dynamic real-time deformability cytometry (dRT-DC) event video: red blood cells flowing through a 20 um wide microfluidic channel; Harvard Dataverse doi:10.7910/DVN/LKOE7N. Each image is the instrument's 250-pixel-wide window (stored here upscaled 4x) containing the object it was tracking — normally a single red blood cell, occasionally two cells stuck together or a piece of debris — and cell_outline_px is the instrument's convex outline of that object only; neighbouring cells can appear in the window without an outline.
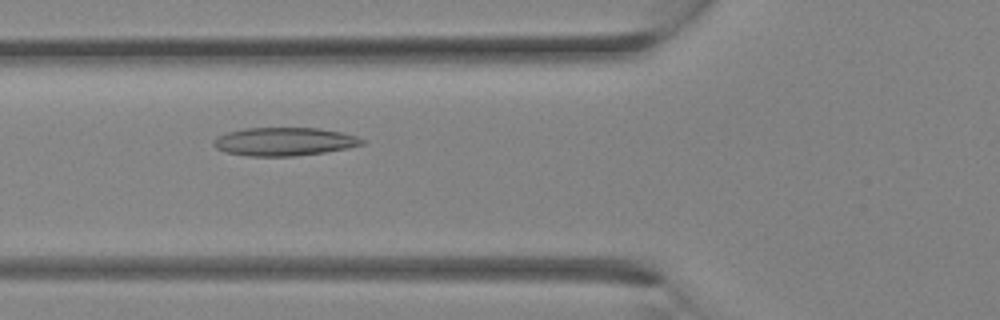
{"species": "Egyptian fruit bat (a non-hibernating species)", "species_latin": "Rousettus aegyptiacus", "temperature_condition": "room temperature", "stored_images_in_passage": 28, "camera_frame_rate_fps": 3000, "um_per_image_px": 0.085, "animal": {"sex": "female"}, "frame": {"image": 1, "passage_image": 8, "time_ms": 2.333, "image_size_px": [1000, 320], "cell_outline_px": [[364, 144], [348, 148], [324, 152], [296, 156], [248, 156], [224, 152], [216, 148], [212, 144], [212, 140], [216, 136], [228, 132], [244, 128], [320, 128], [340, 132], [356, 136], [364, 140]], "centroid_in_image_um": [24.12, 12.04], "position_along_channel_um": 101.7, "area_um2": 24.57}}
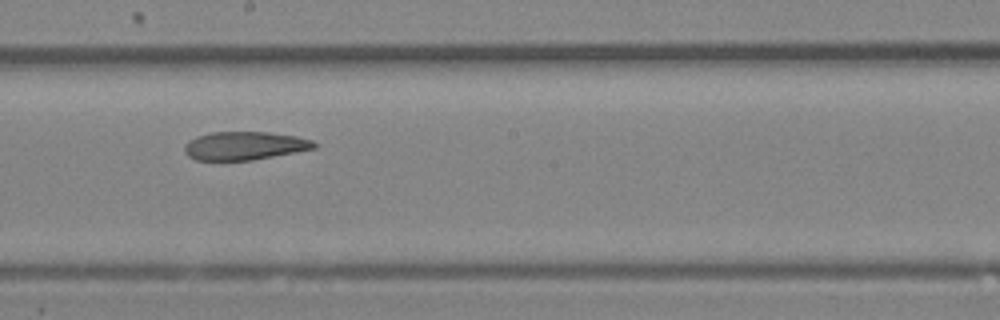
{"frame": {"image": 2, "passage_image": 14, "time_ms": 4.333, "image_size_px": [1000, 320], "cell_outline_px": [[316, 148], [252, 160], [196, 160], [188, 156], [184, 152], [184, 144], [188, 140], [196, 136], [212, 132], [268, 132], [296, 136], [312, 140], [316, 144]], "centroid_in_image_um": [20.74, 12.38], "position_along_channel_um": 227.5, "area_um2": 21.39}}
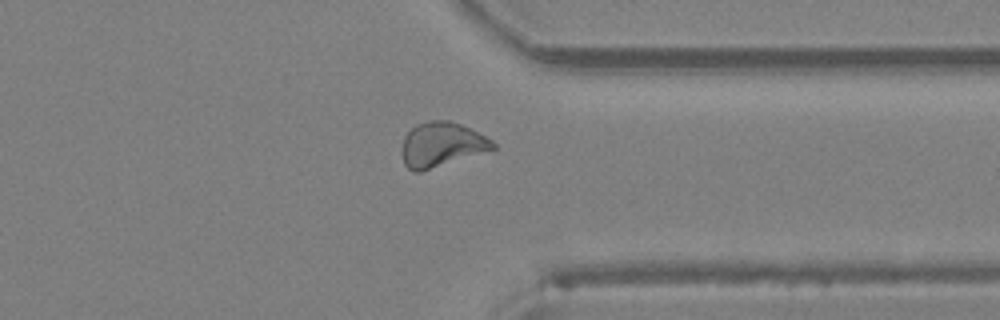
{"frame": {"image": 3, "passage_image": 21, "time_ms": 6.667, "image_size_px": [1000, 320], "cell_outline_px": [[496, 148], [420, 172], [412, 172], [404, 164], [400, 152], [404, 136], [416, 124], [428, 120], [448, 120], [460, 124], [492, 140], [496, 144]], "centroid_in_image_um": [37.47, 12.29], "position_along_channel_um": 373.9, "area_um2": 23.52}}